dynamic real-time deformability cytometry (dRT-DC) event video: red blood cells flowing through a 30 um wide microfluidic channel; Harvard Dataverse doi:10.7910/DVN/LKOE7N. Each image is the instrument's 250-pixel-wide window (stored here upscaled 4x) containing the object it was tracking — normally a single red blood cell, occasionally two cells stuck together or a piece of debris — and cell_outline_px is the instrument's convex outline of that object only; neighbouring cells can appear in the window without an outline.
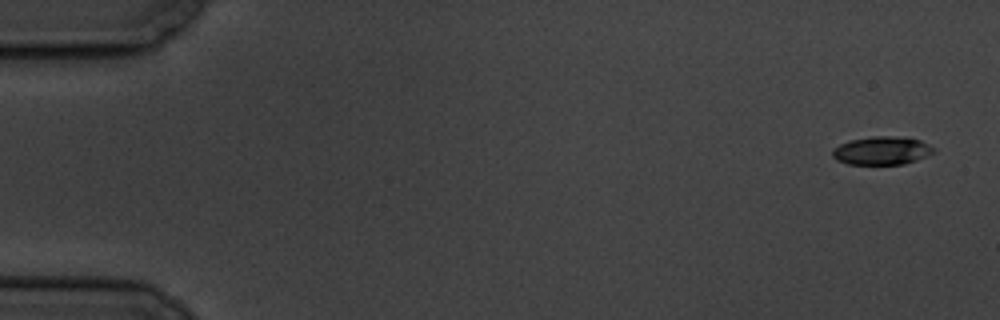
{"species": "common noctule bat (a hibernating species)", "species_latin": "Nyctalus noctula", "temperature_condition": "cold", "stored_images_in_passage": 9, "camera_frame_rate_fps": 3000, "um_per_image_px": 0.085, "animal": {"sex": "male", "body_mass_g": 19.5, "forearm_length_mm": 54.6}, "frame": {"image": 1, "passage_image": 1, "time_ms": 0.0, "image_size_px": [1000, 320], "cell_outline_px": [[936, 152], [916, 160], [904, 164], [848, 164], [836, 160], [832, 156], [832, 148], [840, 144], [852, 140], [872, 136], [892, 136], [920, 140], [936, 148]], "centroid_in_image_um": [74.95, 12.81], "position_along_channel_um": 10.0, "area_um2": 16.65}}
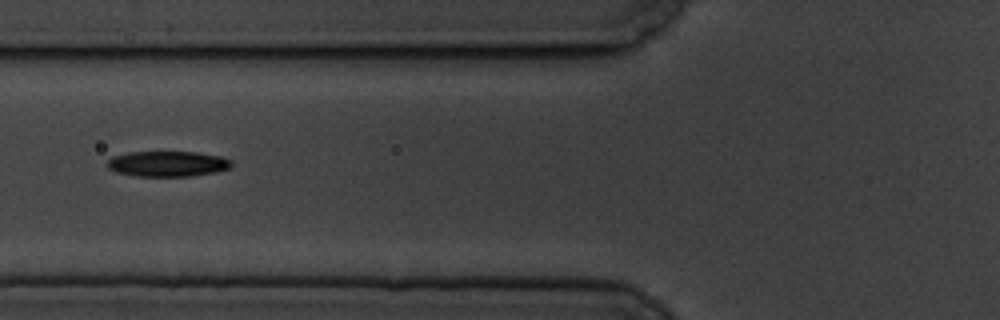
{"frame": {"image": 2, "passage_image": 7, "time_ms": 7.0, "image_size_px": [1000, 320], "cell_outline_px": [[232, 164], [228, 168], [216, 172], [192, 176], [136, 176], [116, 172], [108, 168], [108, 160], [112, 156], [128, 152], [196, 152], [220, 156], [232, 160]], "centroid_in_image_um": [14.24, 13.92], "position_along_channel_um": 111.6, "area_um2": 18.44}}
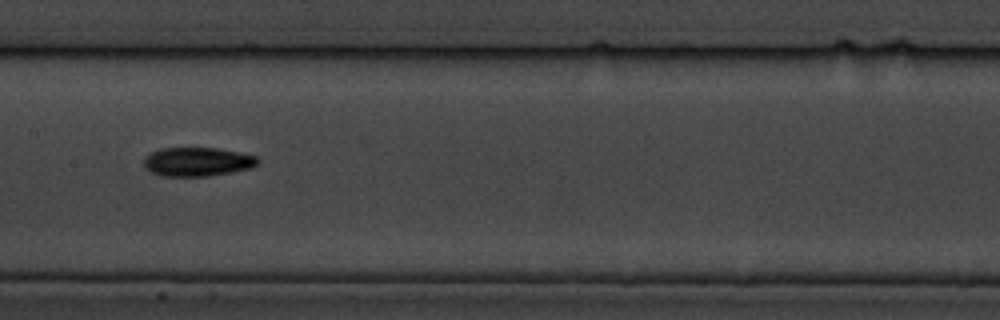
{"frame": {"image": 3, "passage_image": 9, "time_ms": 9.333, "image_size_px": [1000, 320], "cell_outline_px": [[260, 160], [252, 168], [232, 172], [208, 176], [160, 176], [144, 168], [144, 156], [160, 148], [216, 148], [256, 156]], "centroid_in_image_um": [16.75, 13.75], "position_along_channel_um": 190.7, "area_um2": 19.19}}